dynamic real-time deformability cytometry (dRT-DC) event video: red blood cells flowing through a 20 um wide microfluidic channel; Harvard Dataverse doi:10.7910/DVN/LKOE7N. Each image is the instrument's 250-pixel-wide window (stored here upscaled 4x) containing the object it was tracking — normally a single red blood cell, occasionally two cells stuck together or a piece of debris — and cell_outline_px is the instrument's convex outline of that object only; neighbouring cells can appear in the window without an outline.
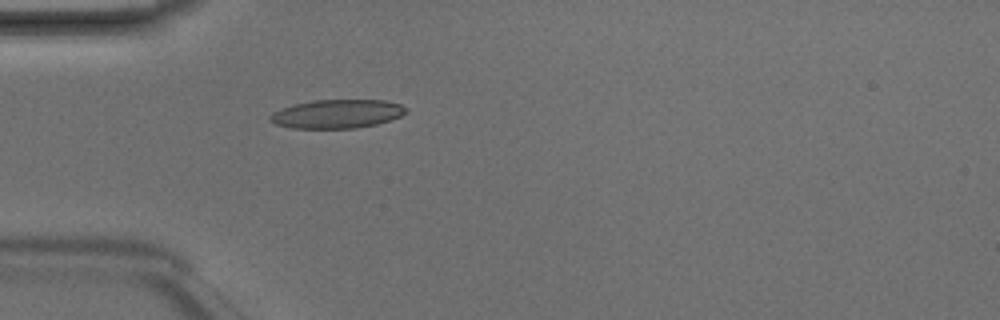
{"species": "Egyptian fruit bat (a non-hibernating species)", "species_latin": "Rousettus aegyptiacus", "temperature_condition": "room temperature", "stored_images_in_passage": 3, "camera_frame_rate_fps": 3000, "um_per_image_px": 0.085, "animal": {"sex": "male"}, "frame": {"image": 1, "passage_image": 3, "time_ms": 0.667, "image_size_px": [1000, 320], "cell_outline_px": [[408, 112], [400, 116], [376, 124], [356, 128], [292, 128], [276, 124], [268, 120], [268, 116], [272, 112], [280, 108], [312, 100], [384, 100], [400, 104], [408, 108]], "centroid_in_image_um": [28.63, 9.67], "position_along_channel_um": 56.4, "area_um2": 22.77}}